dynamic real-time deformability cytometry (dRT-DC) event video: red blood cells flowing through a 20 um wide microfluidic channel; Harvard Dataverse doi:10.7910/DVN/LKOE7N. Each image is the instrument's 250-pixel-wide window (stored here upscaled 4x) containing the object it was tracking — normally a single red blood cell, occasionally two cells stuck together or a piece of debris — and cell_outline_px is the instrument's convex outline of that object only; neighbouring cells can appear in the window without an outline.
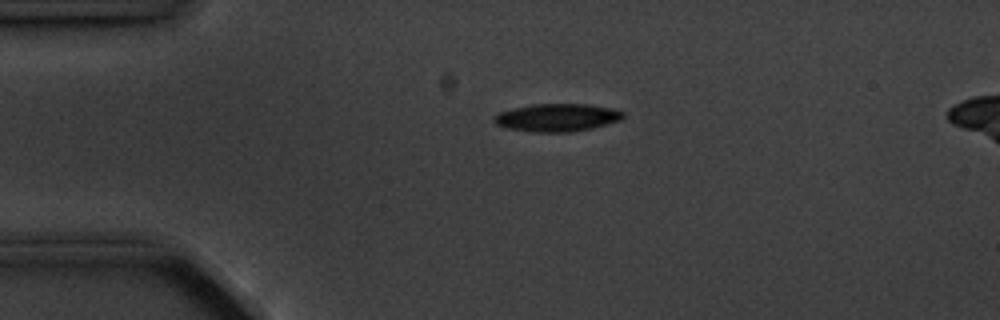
{"species": "common noctule bat (a hibernating species)", "species_latin": "Nyctalus noctula", "temperature_condition": "cold", "stored_images_in_passage": 3, "camera_frame_rate_fps": 3000, "um_per_image_px": 0.085, "animal": {"sex": "male", "body_mass_g": 20.1, "forearm_length_mm": 53.5}, "frame": {"image": 1, "passage_image": 1, "time_ms": 0.0, "image_size_px": [1000, 320], "cell_outline_px": [[624, 116], [620, 120], [592, 128], [572, 132], [532, 132], [504, 128], [496, 124], [492, 120], [492, 116], [500, 112], [512, 108], [532, 104], [588, 104], [612, 108], [624, 112]], "centroid_in_image_um": [47.3, 9.99], "position_along_channel_um": 37.7, "area_um2": 21.1}}